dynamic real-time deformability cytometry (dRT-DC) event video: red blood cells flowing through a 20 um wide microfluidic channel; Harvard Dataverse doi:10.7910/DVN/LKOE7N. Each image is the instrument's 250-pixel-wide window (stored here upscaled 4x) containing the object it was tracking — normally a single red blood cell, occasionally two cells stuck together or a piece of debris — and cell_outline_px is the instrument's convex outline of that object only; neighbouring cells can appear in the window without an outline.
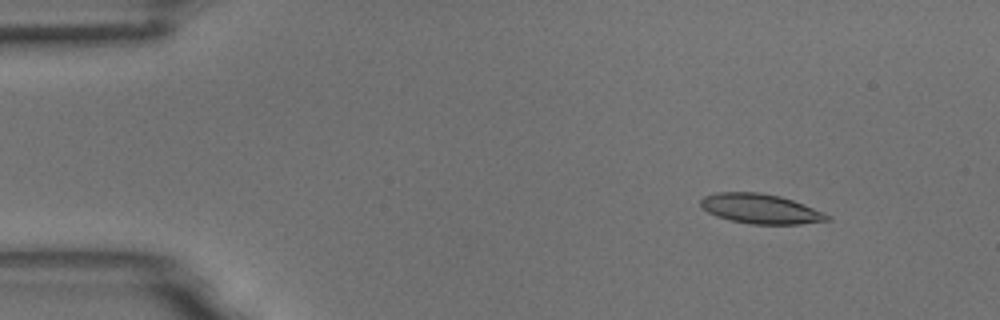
{"species": "common noctule bat (a hibernating species)", "species_latin": "Nyctalus noctula", "temperature_condition": "room temperature", "stored_images_in_passage": 6, "camera_frame_rate_fps": 3000, "um_per_image_px": 0.085, "animal": {"sex": "male", "body_mass_g": 18.8}, "frame": {"image": 1, "passage_image": 2, "time_ms": 0.333, "image_size_px": [1000, 320], "cell_outline_px": [[832, 220], [800, 224], [752, 224], [732, 220], [716, 216], [708, 212], [700, 204], [700, 200], [704, 196], [716, 192], [760, 192], [780, 196], [804, 204], [824, 212], [832, 216]], "centroid_in_image_um": [64.68, 17.74], "position_along_channel_um": 20.3, "area_um2": 21.96}}
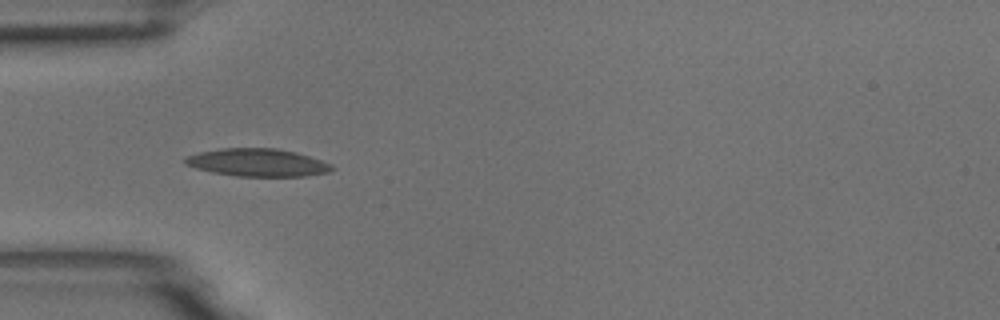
{"frame": {"image": 2, "passage_image": 5, "time_ms": 1.333, "image_size_px": [1000, 320], "cell_outline_px": [[336, 168], [328, 172], [304, 176], [236, 176], [212, 172], [196, 168], [184, 164], [184, 156], [200, 152], [220, 148], [276, 148], [296, 152], [332, 164]], "centroid_in_image_um": [21.87, 13.81], "position_along_channel_um": 63.1, "area_um2": 23.76}}